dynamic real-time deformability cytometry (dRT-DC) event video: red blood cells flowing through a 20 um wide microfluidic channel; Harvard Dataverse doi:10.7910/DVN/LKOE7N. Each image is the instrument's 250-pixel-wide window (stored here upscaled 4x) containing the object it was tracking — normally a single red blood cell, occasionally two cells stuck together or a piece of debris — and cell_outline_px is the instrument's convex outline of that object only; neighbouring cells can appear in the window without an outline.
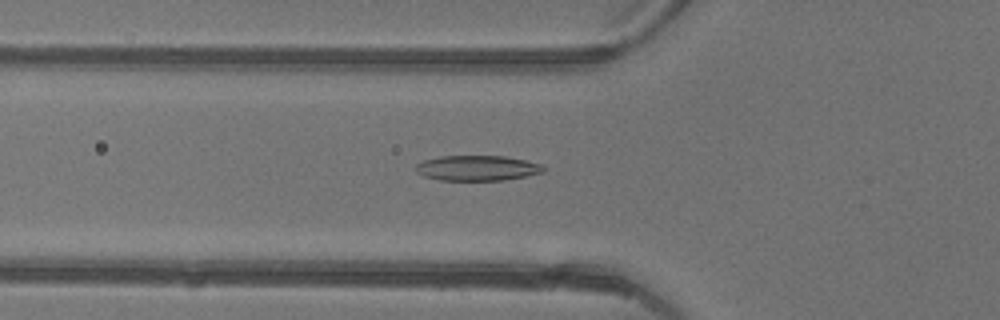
{"species": "common noctule bat (a hibernating species)", "species_latin": "Nyctalus noctula", "temperature_condition": "warm", "stored_images_in_passage": 44, "camera_frame_rate_fps": 3000, "um_per_image_px": 0.085, "animal": {"sex": "female"}, "frame": {"image": 1, "passage_image": 18, "time_ms": 5.667, "image_size_px": [1000, 320], "cell_outline_px": [[544, 172], [504, 180], [440, 180], [424, 176], [416, 172], [416, 164], [424, 160], [440, 156], [504, 156], [524, 160], [540, 164], [544, 168]], "centroid_in_image_um": [40.53, 14.28], "position_along_channel_um": 85.3, "area_um2": 18.61}}
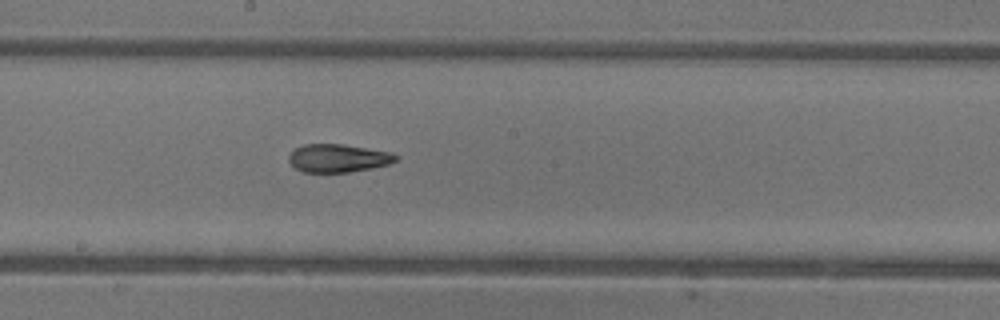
{"frame": {"image": 2, "passage_image": 27, "time_ms": 8.667, "image_size_px": [1000, 320], "cell_outline_px": [[400, 156], [396, 160], [388, 164], [372, 168], [348, 172], [304, 172], [296, 168], [288, 160], [288, 156], [296, 148], [304, 144], [340, 144], [392, 152]], "centroid_in_image_um": [28.75, 13.44], "position_along_channel_um": 219.4, "area_um2": 17.4}}
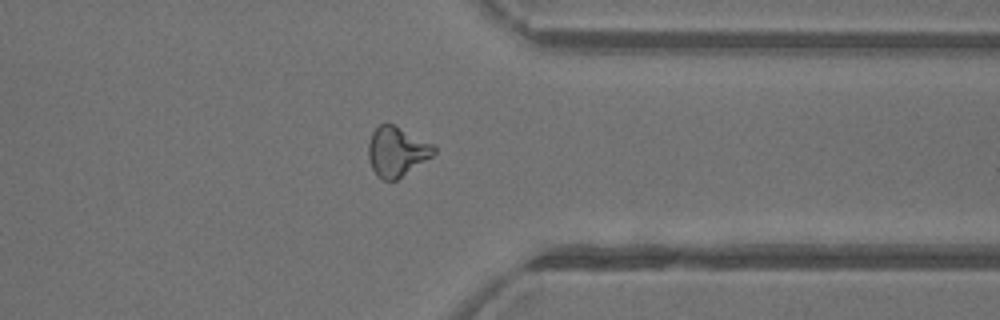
{"frame": {"image": 3, "passage_image": 38, "time_ms": 12.333, "image_size_px": [1000, 320], "cell_outline_px": [[436, 152], [432, 156], [396, 180], [384, 180], [372, 168], [368, 156], [368, 144], [372, 132], [380, 124], [392, 124], [432, 144], [436, 148]], "centroid_in_image_um": [33.71, 12.88], "position_along_channel_um": 377.7, "area_um2": 18.44}, "authors_computed_cell_mechanics": {"area_um2": 18.6405, "velocity_mm_per_s": 4.4367, "shape_relaxation_time_tau1_ms": 4.8965, "shape_relaxation_time_tau2_ms": 2.7883, "deformation_change_tau1": 0.1711, "deformation_change_tau2": 0.1205}}